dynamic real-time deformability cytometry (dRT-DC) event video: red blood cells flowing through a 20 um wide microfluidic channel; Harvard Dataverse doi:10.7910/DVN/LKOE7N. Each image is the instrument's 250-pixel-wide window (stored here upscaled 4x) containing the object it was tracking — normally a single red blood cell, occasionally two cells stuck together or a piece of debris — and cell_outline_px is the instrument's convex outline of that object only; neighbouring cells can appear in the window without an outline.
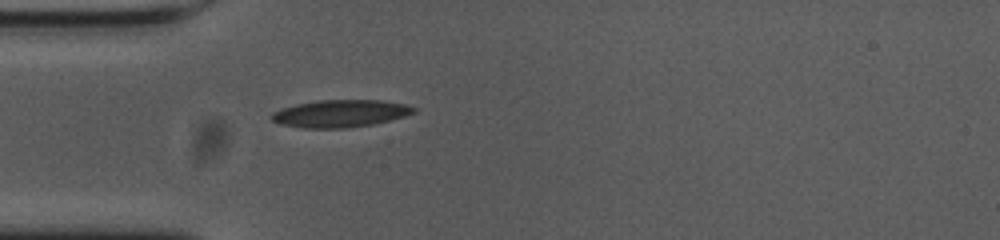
{"species": "common noctule bat (a hibernating species)", "species_latin": "Nyctalus noctula", "temperature_condition": "cold", "stored_images_in_passage": 40, "camera_frame_rate_fps": 3000, "um_per_image_px": 0.085, "animal": {"sex": "female", "body_mass_g": 23.0, "forearm_length_mm": 53.4}, "frame": {"image": 1, "passage_image": 1, "time_ms": 0.0, "image_size_px": [1000, 240], "cell_outline_px": [[416, 112], [404, 116], [372, 124], [344, 128], [304, 128], [280, 124], [272, 120], [268, 116], [272, 112], [280, 108], [296, 104], [320, 100], [380, 100], [404, 104], [416, 108]], "centroid_in_image_um": [28.87, 9.64], "position_along_channel_um": 56.1, "area_um2": 22.6}}
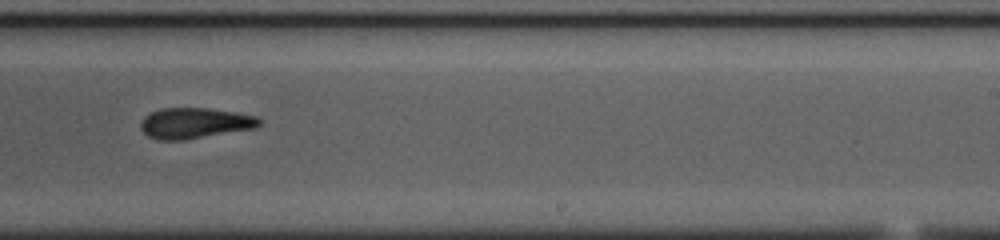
{"frame": {"image": 2, "passage_image": 19, "time_ms": 6.0, "image_size_px": [1000, 240], "cell_outline_px": [[264, 120], [256, 128], [184, 140], [156, 140], [148, 136], [140, 128], [140, 124], [144, 116], [160, 108], [208, 108], [256, 116]], "centroid_in_image_um": [16.55, 10.47], "position_along_channel_um": 272.5, "area_um2": 21.27}}
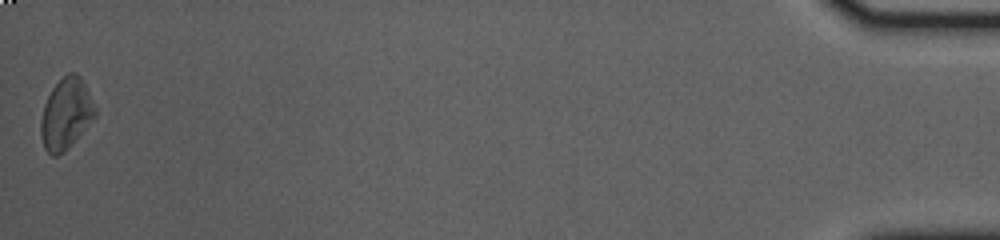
{"frame": {"image": 3, "passage_image": 40, "time_ms": 13.0, "image_size_px": [1000, 240], "cell_outline_px": [[96, 116], [68, 148], [64, 152], [56, 156], [52, 156], [44, 148], [40, 136], [40, 120], [44, 104], [52, 88], [68, 72], [76, 72], [80, 76], [96, 108]], "centroid_in_image_um": [5.59, 9.69], "position_along_channel_um": 429.6, "area_um2": 22.37}}